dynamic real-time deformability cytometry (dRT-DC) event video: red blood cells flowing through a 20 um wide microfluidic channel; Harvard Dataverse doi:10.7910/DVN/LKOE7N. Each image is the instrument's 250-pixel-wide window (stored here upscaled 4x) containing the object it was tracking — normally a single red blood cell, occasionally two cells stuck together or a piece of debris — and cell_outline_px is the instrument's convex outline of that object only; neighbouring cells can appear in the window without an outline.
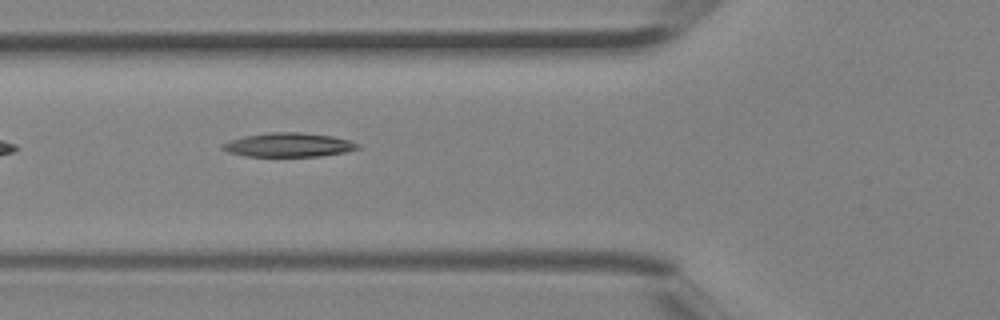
{"species": "Egyptian fruit bat (a non-hibernating species)", "species_latin": "Rousettus aegyptiacus", "temperature_condition": "room temperature", "stored_images_in_passage": 2, "camera_frame_rate_fps": 3000, "um_per_image_px": 0.085, "animal": {"sex": "female"}, "frame": {"image": 1, "passage_image": 2, "time_ms": 0.333, "image_size_px": [1000, 320], "cell_outline_px": [[360, 148], [344, 152], [320, 156], [244, 156], [228, 152], [220, 148], [220, 144], [244, 136], [268, 132], [300, 132], [332, 136], [348, 140], [360, 144]], "centroid_in_image_um": [24.5, 12.31], "position_along_channel_um": 101.3, "area_um2": 18.9}}